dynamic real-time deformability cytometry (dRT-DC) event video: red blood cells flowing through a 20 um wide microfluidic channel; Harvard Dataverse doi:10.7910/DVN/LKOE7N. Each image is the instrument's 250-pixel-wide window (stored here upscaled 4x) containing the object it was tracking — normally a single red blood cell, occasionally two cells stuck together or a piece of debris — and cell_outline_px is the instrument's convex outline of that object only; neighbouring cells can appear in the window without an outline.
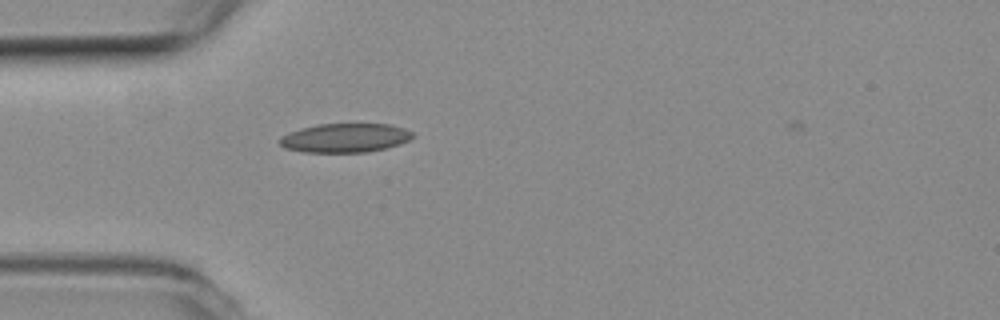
{"species": "common noctule bat (a hibernating species)", "species_latin": "Nyctalus noctula", "temperature_condition": "room temperature", "stored_images_in_passage": 43, "camera_frame_rate_fps": 3000, "um_per_image_px": 0.085, "animal": {"sex": "female", "body_mass_g": 19.3, "forearm_length_mm": 54.1}, "frame": {"image": 1, "passage_image": 5, "time_ms": 1.333, "image_size_px": [1000, 320], "cell_outline_px": [[412, 136], [408, 140], [400, 144], [368, 152], [304, 152], [284, 148], [280, 144], [280, 136], [300, 128], [320, 124], [388, 124], [404, 128], [412, 132]], "centroid_in_image_um": [29.3, 11.72], "position_along_channel_um": 55.7, "area_um2": 22.31}}
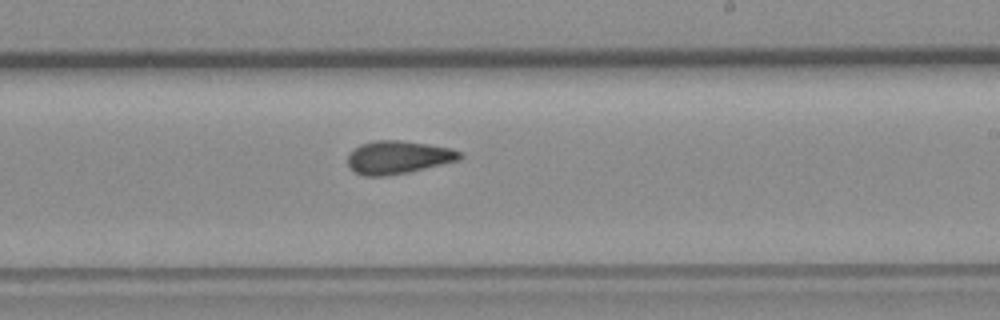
{"frame": {"image": 2, "passage_image": 21, "time_ms": 6.667, "image_size_px": [1000, 320], "cell_outline_px": [[460, 160], [408, 172], [384, 176], [364, 176], [352, 172], [348, 168], [348, 156], [360, 144], [376, 140], [400, 140], [452, 148], [460, 152]], "centroid_in_image_um": [33.8, 13.38], "position_along_channel_um": 255.2, "area_um2": 21.5}}
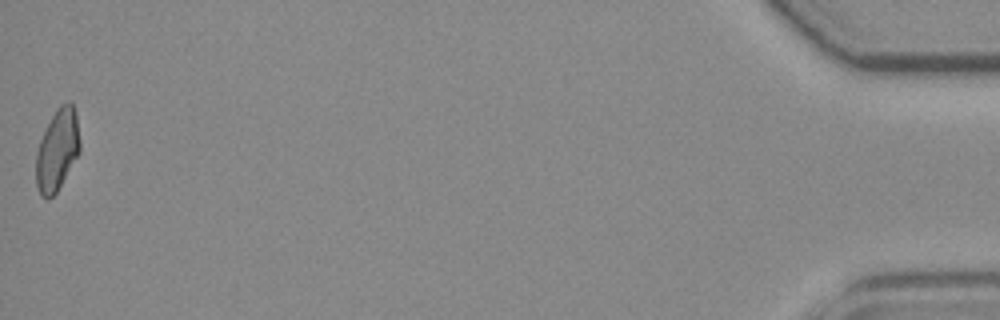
{"frame": {"image": 3, "passage_image": 43, "time_ms": 14.0, "image_size_px": [1000, 320], "cell_outline_px": [[80, 152], [56, 192], [48, 200], [40, 196], [36, 184], [36, 152], [40, 140], [56, 108], [60, 104], [68, 100], [72, 104], [76, 112], [80, 140]], "centroid_in_image_um": [4.87, 12.74], "position_along_channel_um": 430.3, "area_um2": 20.87}, "authors_computed_cell_mechanics": {"area_um2": 20.9814, "velocity_mm_per_s": 3.8223, "shape_relaxation_time_tau1_ms": null, "shape_relaxation_time_tau2_ms": 3.1027, "deformation_change_tau1": null, "deformation_change_tau2": 0.1023}}